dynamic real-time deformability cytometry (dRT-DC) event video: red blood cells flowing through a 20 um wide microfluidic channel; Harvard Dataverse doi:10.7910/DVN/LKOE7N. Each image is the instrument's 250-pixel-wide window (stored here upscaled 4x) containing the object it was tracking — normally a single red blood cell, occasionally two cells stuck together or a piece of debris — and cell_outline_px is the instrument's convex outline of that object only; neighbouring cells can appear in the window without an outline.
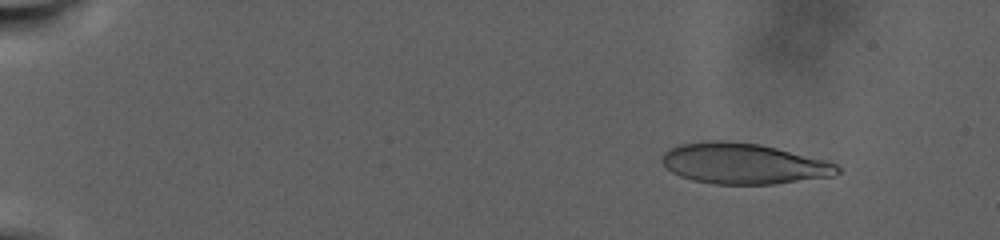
{"species": "human", "species_latin": "Homo sapiens", "temperature_condition": "warm", "stored_images_in_passage": 68, "camera_frame_rate_fps": 3000, "um_per_image_px": 0.085, "donor": {"sex": "male"}, "frame": {"image": 1, "passage_image": 11, "time_ms": 3.333, "image_size_px": [1000, 240], "cell_outline_px": [[840, 172], [832, 176], [772, 184], [716, 184], [692, 180], [680, 176], [672, 172], [660, 160], [664, 152], [668, 148], [680, 144], [708, 140], [728, 140], [760, 144], [824, 160], [836, 164], [840, 168]], "centroid_in_image_um": [63.15, 13.89], "position_along_channel_um": 21.8, "area_um2": 41.56}}
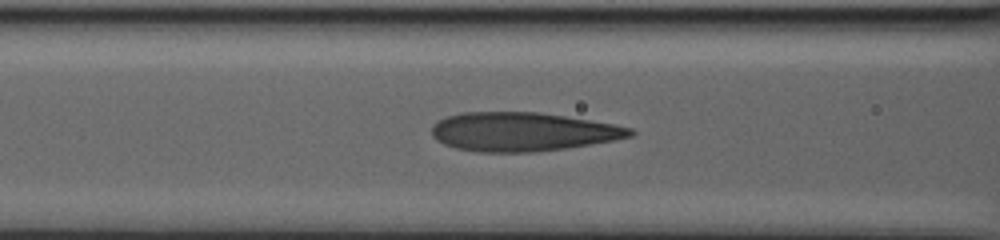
{"frame": {"image": 2, "passage_image": 54, "time_ms": 14.0, "image_size_px": [1000, 240], "cell_outline_px": [[636, 132], [632, 136], [612, 140], [568, 148], [536, 152], [476, 152], [456, 148], [444, 144], [436, 140], [432, 136], [432, 124], [436, 120], [460, 112], [540, 112], [612, 124], [632, 128]], "centroid_in_image_um": [44.37, 11.2], "position_along_channel_um": 122.2, "area_um2": 44.97}}
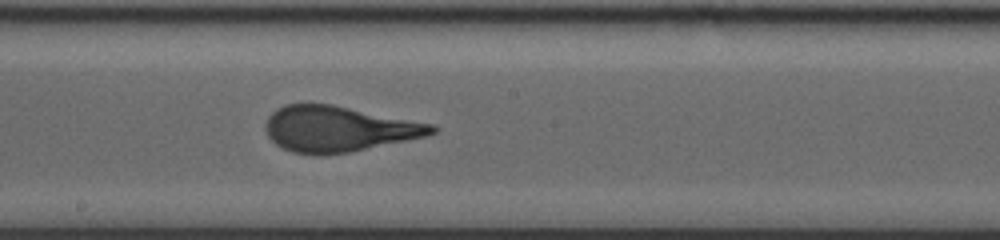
{"frame": {"image": 3, "passage_image": 67, "time_ms": 18.333, "image_size_px": [1000, 240], "cell_outline_px": [[440, 128], [436, 132], [428, 136], [348, 152], [320, 156], [312, 156], [292, 152], [276, 144], [268, 136], [264, 128], [264, 124], [268, 116], [276, 108], [284, 104], [332, 104], [436, 124]], "centroid_in_image_um": [28.78, 10.96], "position_along_channel_um": 219.4, "area_um2": 44.74}}